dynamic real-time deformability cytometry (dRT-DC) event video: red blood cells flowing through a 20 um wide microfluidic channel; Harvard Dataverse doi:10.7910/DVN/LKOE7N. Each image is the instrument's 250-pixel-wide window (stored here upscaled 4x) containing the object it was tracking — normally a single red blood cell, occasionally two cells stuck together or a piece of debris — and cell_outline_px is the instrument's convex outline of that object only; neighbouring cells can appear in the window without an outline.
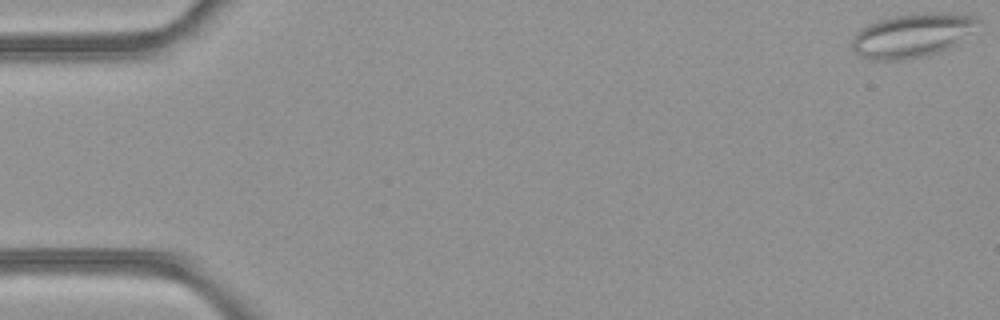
{"species": "common noctule bat (a hibernating species)", "species_latin": "Nyctalus noctula", "temperature_condition": "room temperature", "stored_images_in_passage": 49, "camera_frame_rate_fps": 3000, "um_per_image_px": 0.085, "animal": {"sex": "female", "body_mass_g": 21.9}, "frame": {"image": 1, "passage_image": 1, "time_ms": 0.0, "image_size_px": [1000, 320], "cell_outline_px": [[980, 20], [956, 44], [948, 48], [928, 56], [908, 60], [872, 60], [860, 56], [852, 48], [852, 40], [856, 32], [860, 28], [868, 24], [880, 20], [896, 16], [924, 12], [948, 12], [976, 16]], "centroid_in_image_um": [77.5, 3.01], "position_along_channel_um": 7.5, "area_um2": 32.08}}
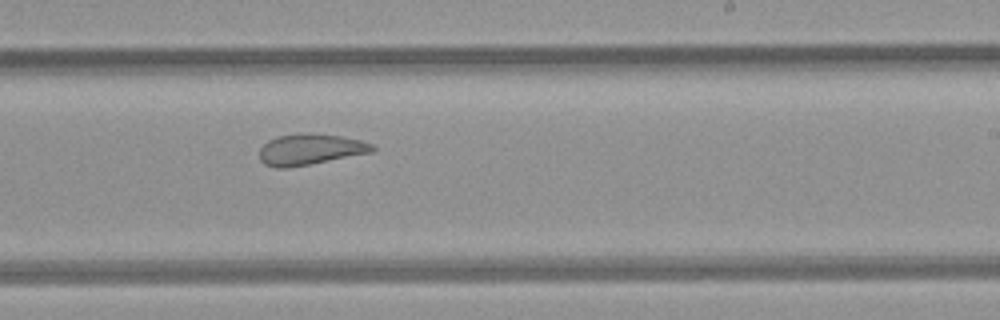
{"frame": {"image": 2, "passage_image": 30, "time_ms": 9.667, "image_size_px": [1000, 320], "cell_outline_px": [[376, 148], [372, 152], [288, 168], [276, 168], [264, 164], [260, 160], [260, 148], [268, 140], [276, 136], [304, 132], [308, 132], [340, 136], [360, 140], [372, 144]], "centroid_in_image_um": [26.33, 12.69], "position_along_channel_um": 262.7, "area_um2": 20.4}}
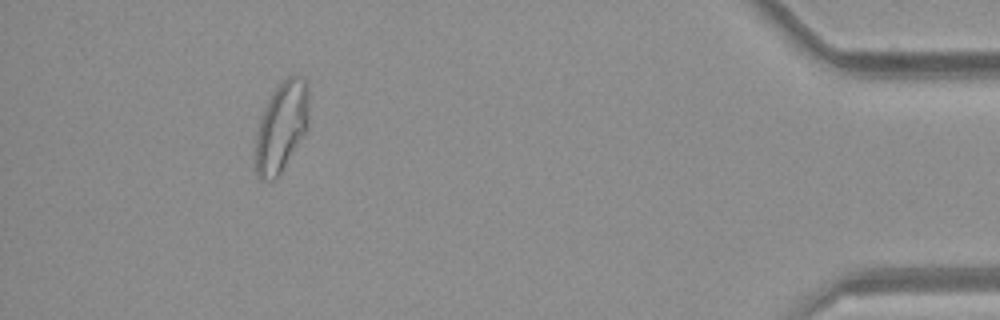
{"frame": {"image": 3, "passage_image": 45, "time_ms": 14.667, "image_size_px": [1000, 320], "cell_outline_px": [[308, 128], [280, 172], [272, 180], [260, 180], [256, 176], [256, 132], [264, 108], [272, 92], [288, 76], [300, 76], [308, 84]], "centroid_in_image_um": [23.92, 10.76], "position_along_channel_um": 411.3, "area_um2": 27.63}, "authors_computed_cell_mechanics": {"area_um2": 27.0504, "velocity_mm_per_s": 4.2833, "shape_relaxation_time_tau1_ms": null, "shape_relaxation_time_tau2_ms": 2.0035, "deformation_change_tau1": null, "deformation_change_tau2": 0.0875}}